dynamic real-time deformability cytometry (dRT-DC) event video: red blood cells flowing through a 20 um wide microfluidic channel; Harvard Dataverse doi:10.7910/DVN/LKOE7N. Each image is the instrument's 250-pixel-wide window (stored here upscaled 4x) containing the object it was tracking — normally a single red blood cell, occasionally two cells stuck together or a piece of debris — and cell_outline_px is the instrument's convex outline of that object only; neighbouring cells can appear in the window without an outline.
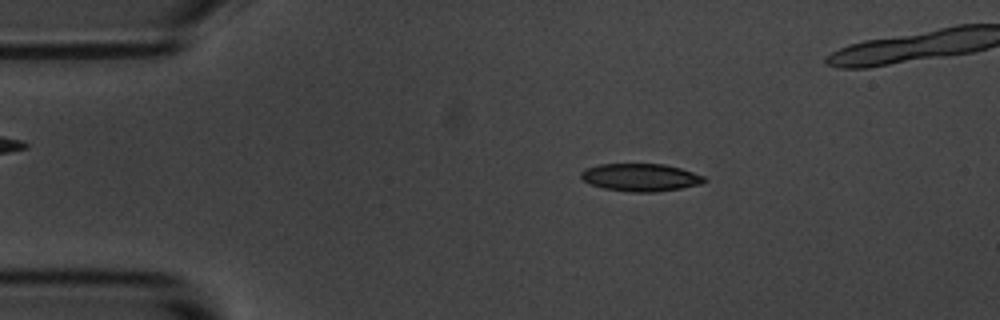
{"species": "common noctule bat (a hibernating species)", "species_latin": "Nyctalus noctula", "temperature_condition": "room temperature", "stored_images_in_passage": 49, "camera_frame_rate_fps": 3000, "um_per_image_px": 0.085, "animal": {"sex": "male", "body_mass_g": 20.1, "forearm_length_mm": 53.5}, "frame": {"image": 1, "passage_image": 9, "time_ms": 2.667, "image_size_px": [1000, 320], "cell_outline_px": [[708, 180], [700, 184], [680, 188], [656, 192], [632, 192], [604, 188], [588, 184], [580, 176], [580, 172], [588, 168], [600, 164], [664, 164], [680, 168], [704, 176]], "centroid_in_image_um": [54.44, 15.08], "position_along_channel_um": 30.6, "area_um2": 19.77}}
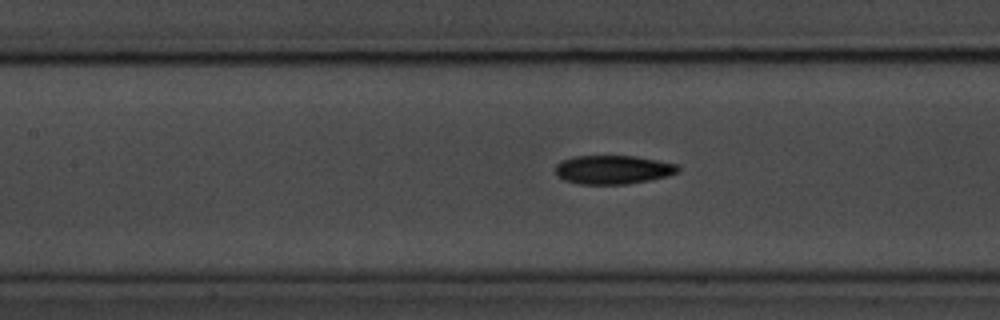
{"frame": {"image": 2, "passage_image": 23, "time_ms": 7.333, "image_size_px": [1000, 320], "cell_outline_px": [[680, 168], [676, 172], [668, 176], [628, 184], [580, 184], [564, 180], [556, 176], [556, 164], [560, 160], [576, 156], [632, 156], [656, 160], [676, 164]], "centroid_in_image_um": [52.06, 14.42], "position_along_channel_um": 155.3, "area_um2": 20.46}}
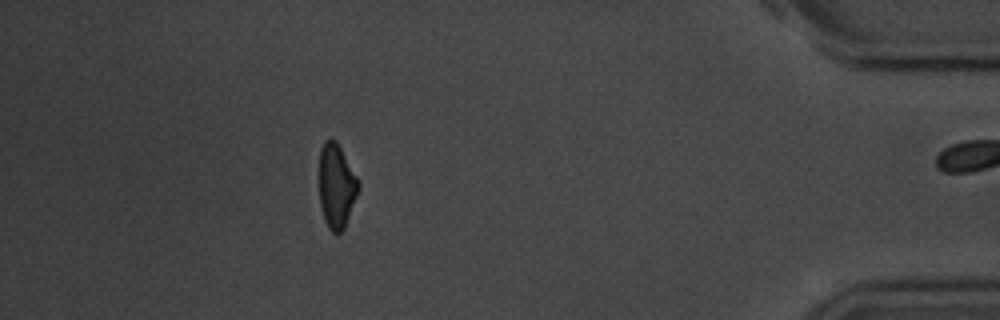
{"frame": {"image": 3, "passage_image": 48, "time_ms": 15.667, "image_size_px": [1000, 320], "cell_outline_px": [[360, 188], [344, 228], [336, 236], [328, 228], [324, 220], [320, 204], [320, 148], [324, 140], [336, 140], [360, 180]], "centroid_in_image_um": [28.62, 15.82], "position_along_channel_um": 406.6, "area_um2": 19.42}, "authors_computed_cell_mechanics": {"area_um2": 20.4612, "velocity_mm_per_s": 3.6355, "shape_relaxation_time_tau1_ms": 3.799, "shape_relaxation_time_tau2_ms": 2.5954, "deformation_change_tau1": 0.1438, "deformation_change_tau2": 0.0994}}